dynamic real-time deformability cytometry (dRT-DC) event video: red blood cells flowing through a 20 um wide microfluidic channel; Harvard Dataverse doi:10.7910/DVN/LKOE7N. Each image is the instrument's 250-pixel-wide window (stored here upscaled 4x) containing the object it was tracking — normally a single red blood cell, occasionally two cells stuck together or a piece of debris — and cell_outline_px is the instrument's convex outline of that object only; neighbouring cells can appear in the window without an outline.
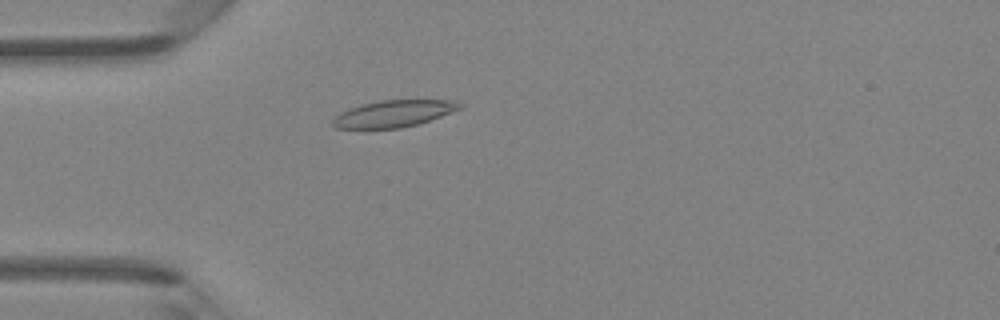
{"species": "Egyptian fruit bat (a non-hibernating species)", "species_latin": "Rousettus aegyptiacus", "temperature_condition": "room temperature", "stored_images_in_passage": 46, "camera_frame_rate_fps": 3000, "um_per_image_px": 0.085, "animal": {"sex": "female"}, "frame": {"image": 1, "passage_image": 12, "time_ms": 3.667, "image_size_px": [1000, 320], "cell_outline_px": [[464, 104], [460, 108], [440, 116], [416, 124], [400, 128], [336, 128], [332, 124], [332, 120], [340, 112], [348, 108], [380, 100], [448, 100]], "centroid_in_image_um": [33.41, 9.65], "position_along_channel_um": 51.6, "area_um2": 19.42}}
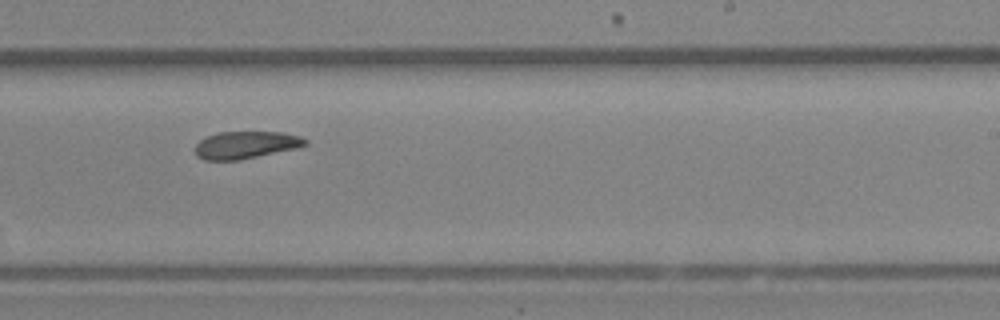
{"frame": {"image": 2, "passage_image": 28, "time_ms": 9.0, "image_size_px": [1000, 320], "cell_outline_px": [[308, 144], [296, 148], [240, 160], [204, 160], [196, 156], [196, 144], [204, 136], [220, 132], [280, 132], [300, 136], [308, 140]], "centroid_in_image_um": [20.88, 12.32], "position_along_channel_um": 268.1, "area_um2": 17.57}}
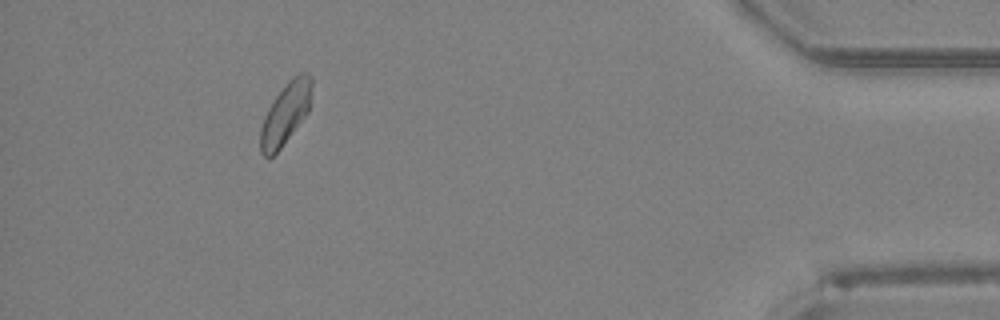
{"frame": {"image": 3, "passage_image": 42, "time_ms": 13.667, "image_size_px": [1000, 320], "cell_outline_px": [[312, 84], [308, 112], [280, 148], [268, 160], [260, 152], [260, 128], [264, 116], [268, 108], [284, 84], [292, 76], [300, 72], [308, 72], [312, 76]], "centroid_in_image_um": [24.26, 9.62], "position_along_channel_um": 410.9, "area_um2": 18.44}, "authors_computed_cell_mechanics": {"area_um2": 18.8139, "velocity_mm_per_s": 4.2635, "shape_relaxation_time_tau1_ms": 9.2613, "shape_relaxation_time_tau2_ms": 2.1989, "deformation_change_tau1": 0.1759, "deformation_change_tau2": 0.0677}}